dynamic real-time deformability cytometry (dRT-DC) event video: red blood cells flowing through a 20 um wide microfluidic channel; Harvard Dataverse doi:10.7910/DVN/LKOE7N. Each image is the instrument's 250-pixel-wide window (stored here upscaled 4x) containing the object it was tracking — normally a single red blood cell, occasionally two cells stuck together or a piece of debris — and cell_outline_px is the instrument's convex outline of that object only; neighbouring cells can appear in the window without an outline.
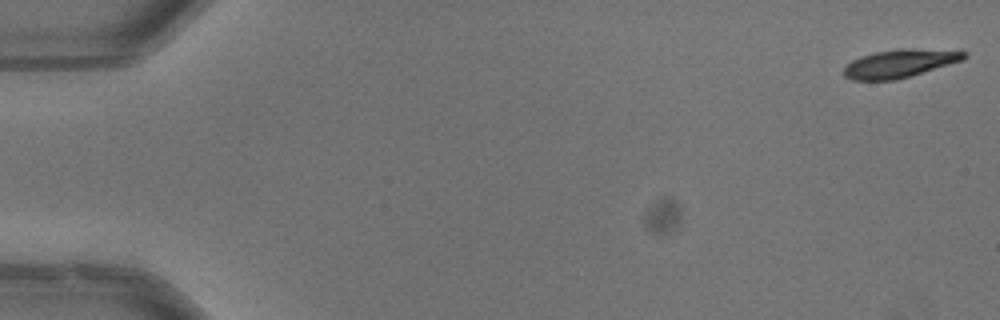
{"species": "common noctule bat (a hibernating species)", "species_latin": "Nyctalus noctula", "temperature_condition": "warm", "stored_images_in_passage": 53, "camera_frame_rate_fps": 3000, "um_per_image_px": 0.085, "animal": {"sex": "male", "body_mass_g": 13.3}, "frame": {"image": 1, "passage_image": 1, "time_ms": 0.0, "image_size_px": [1000, 320], "cell_outline_px": [[968, 56], [964, 60], [912, 76], [896, 80], [852, 80], [844, 76], [844, 68], [852, 60], [860, 56], [876, 52], [896, 48], [912, 48], [968, 52]], "centroid_in_image_um": [76.5, 5.39], "position_along_channel_um": 8.5, "area_um2": 19.88}}
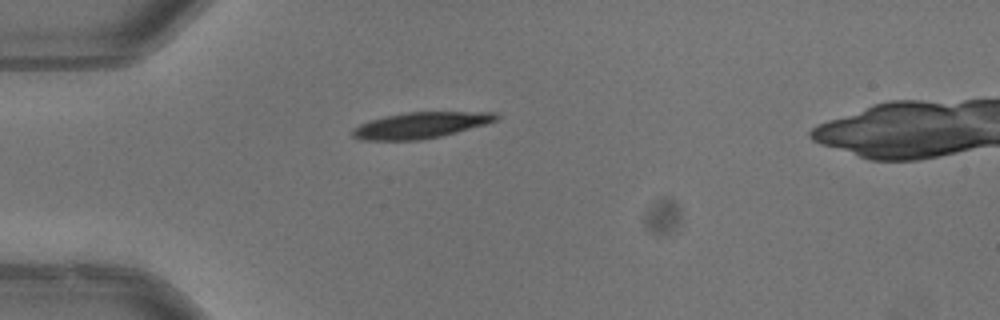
{"frame": {"image": 2, "passage_image": 15, "time_ms": 4.667, "image_size_px": [1000, 320], "cell_outline_px": [[500, 116], [496, 120], [484, 124], [456, 132], [440, 136], [420, 140], [360, 140], [352, 136], [352, 128], [368, 120], [384, 116], [408, 112], [496, 112]], "centroid_in_image_um": [35.7, 10.64], "position_along_channel_um": 49.3, "area_um2": 21.73}}